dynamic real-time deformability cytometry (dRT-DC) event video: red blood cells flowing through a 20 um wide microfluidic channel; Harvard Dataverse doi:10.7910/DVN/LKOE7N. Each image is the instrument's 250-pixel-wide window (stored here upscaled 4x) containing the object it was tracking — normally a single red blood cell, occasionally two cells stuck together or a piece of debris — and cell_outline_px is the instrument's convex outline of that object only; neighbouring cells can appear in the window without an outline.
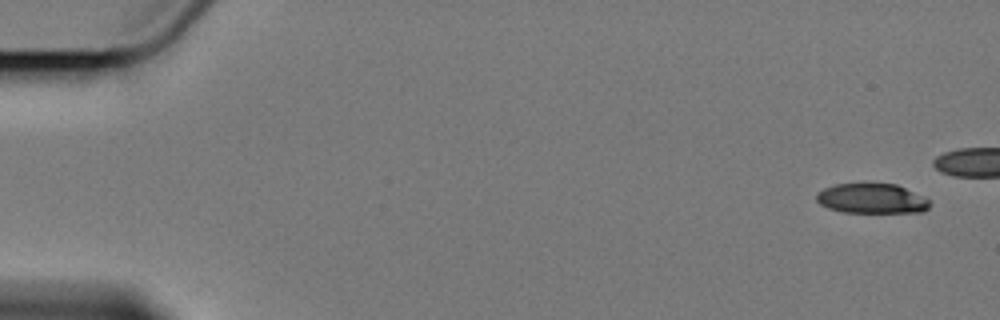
{"species": "Egyptian fruit bat (a non-hibernating species)", "species_latin": "Rousettus aegyptiacus", "temperature_condition": "cold", "stored_images_in_passage": 14, "camera_frame_rate_fps": 3000, "um_per_image_px": 0.085, "animal": {"sex": "female"}, "frame": {"image": 1, "passage_image": 1, "time_ms": 0.0, "image_size_px": [1000, 320], "cell_outline_px": [[928, 208], [924, 212], [844, 212], [828, 208], [820, 204], [816, 200], [816, 192], [824, 188], [836, 184], [896, 184], [924, 196], [928, 200]], "centroid_in_image_um": [74.08, 16.88], "position_along_channel_um": 10.9, "area_um2": 19.59}}
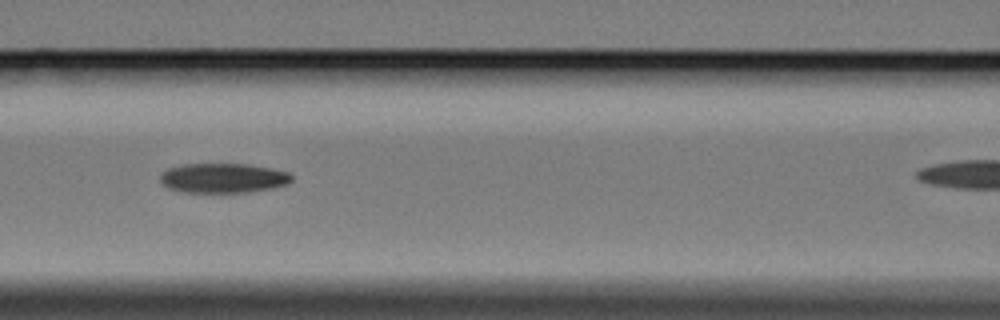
{"frame": {"image": 2, "passage_image": 7, "time_ms": 8.0, "image_size_px": [1000, 320], "cell_outline_px": [[292, 180], [288, 184], [272, 188], [248, 192], [184, 192], [168, 188], [160, 180], [160, 176], [168, 168], [184, 164], [248, 164], [272, 168], [288, 172], [292, 176]], "centroid_in_image_um": [19.0, 15.13], "position_along_channel_um": 147.6, "area_um2": 22.66}}
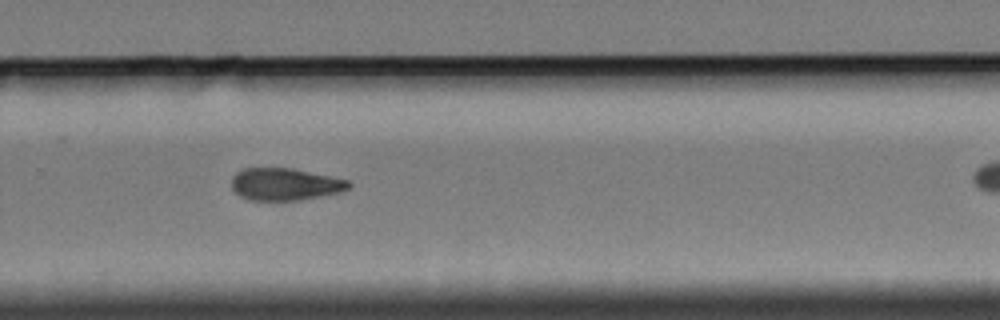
{"frame": {"image": 3, "passage_image": 11, "time_ms": 12.667, "image_size_px": [1000, 320], "cell_outline_px": [[352, 188], [340, 192], [300, 200], [248, 200], [240, 196], [232, 188], [232, 176], [236, 172], [244, 168], [292, 168], [348, 180], [352, 184]], "centroid_in_image_um": [24.23, 15.66], "position_along_channel_um": 305.6, "area_um2": 22.02}}